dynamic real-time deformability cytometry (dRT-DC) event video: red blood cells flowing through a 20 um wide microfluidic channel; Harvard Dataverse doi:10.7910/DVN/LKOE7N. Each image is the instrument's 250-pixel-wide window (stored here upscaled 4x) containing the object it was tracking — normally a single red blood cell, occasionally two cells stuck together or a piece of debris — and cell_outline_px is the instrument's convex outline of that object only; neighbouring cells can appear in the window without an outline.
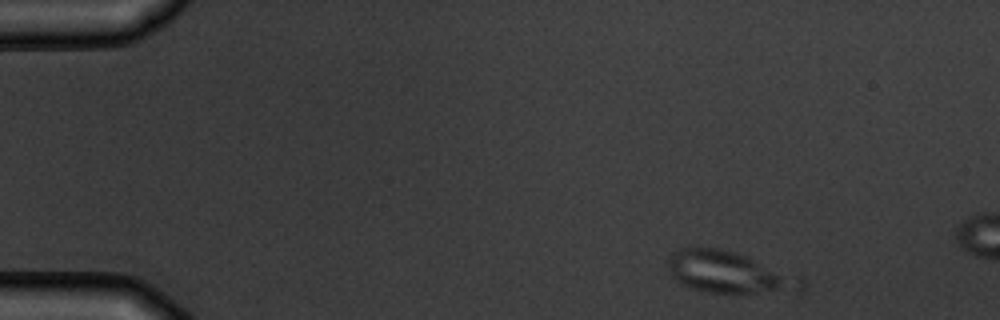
{"species": "common noctule bat (a hibernating species)", "species_latin": "Nyctalus noctula", "temperature_condition": "warm", "stored_images_in_passage": 3, "camera_frame_rate_fps": 3000, "um_per_image_px": 0.085, "animal": {"sex": "male", "body_mass_g": 19.5, "forearm_length_mm": 54.6}, "frame": {"image": 1, "passage_image": 1, "time_ms": 0.0, "image_size_px": [1000, 320], "cell_outline_px": [[776, 288], [752, 292], [708, 292], [692, 288], [676, 280], [672, 276], [668, 268], [668, 260], [680, 248], [720, 248], [736, 252], [748, 256], [776, 276]], "centroid_in_image_um": [61.16, 23.03], "position_along_channel_um": 23.8, "area_um2": 26.93}}